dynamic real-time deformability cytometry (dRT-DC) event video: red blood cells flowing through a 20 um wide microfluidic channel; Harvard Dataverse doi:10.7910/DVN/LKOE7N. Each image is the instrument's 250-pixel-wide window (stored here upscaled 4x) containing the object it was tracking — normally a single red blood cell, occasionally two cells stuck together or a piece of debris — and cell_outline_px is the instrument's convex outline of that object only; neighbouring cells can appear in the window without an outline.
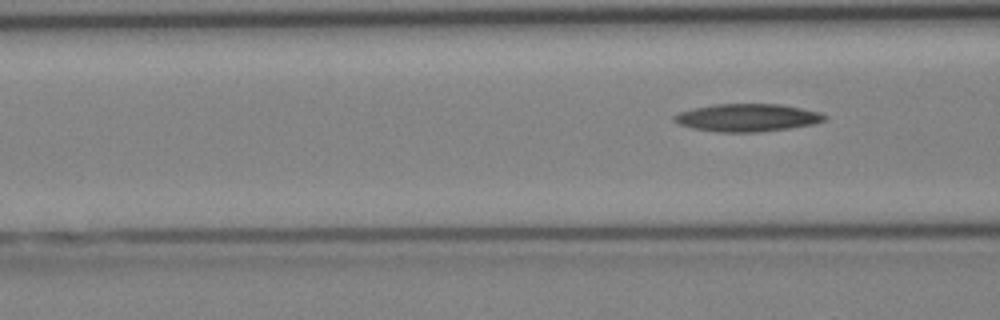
{"species": "Egyptian fruit bat (a non-hibernating species)", "species_latin": "Rousettus aegyptiacus", "temperature_condition": "cold", "stored_images_in_passage": 5, "segment_of_instrument_passage": [2, 2], "camera_frame_rate_fps": 3000, "um_per_image_px": 0.085, "animal": {"sex": "female"}, "frame": {"image": 1, "passage_image": 5, "time_ms": 4.667, "image_size_px": [1000, 320], "cell_outline_px": [[828, 120], [816, 124], [760, 132], [716, 132], [692, 128], [680, 124], [672, 120], [672, 116], [680, 112], [696, 108], [716, 104], [780, 104], [820, 112], [828, 116]], "centroid_in_image_um": [63.56, 10.01], "position_along_channel_um": 103.0, "area_um2": 24.33}}